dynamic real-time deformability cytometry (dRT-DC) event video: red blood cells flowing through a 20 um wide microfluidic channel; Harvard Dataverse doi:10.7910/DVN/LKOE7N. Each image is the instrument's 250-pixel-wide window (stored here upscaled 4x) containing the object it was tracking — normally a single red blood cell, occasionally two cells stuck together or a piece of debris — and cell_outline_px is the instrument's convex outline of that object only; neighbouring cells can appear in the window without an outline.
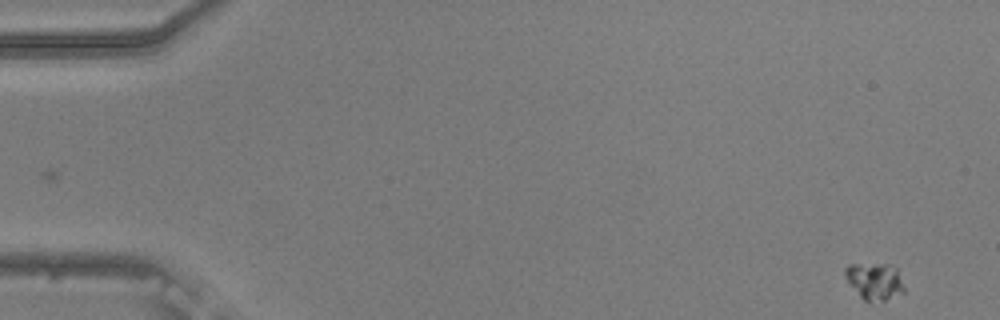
{"species": "common noctule bat (a hibernating species)", "species_latin": "Nyctalus noctula", "temperature_condition": "warm", "stored_images_in_passage": 55, "camera_frame_rate_fps": 3000, "um_per_image_px": 0.085, "animal": {"sex": "male", "body_mass_g": 20.5, "forearm_length_mm": 52.5}, "frame": {"image": 1, "passage_image": 1, "time_ms": 0.0, "image_size_px": [1000, 320], "cell_outline_px": [[904, 292], [884, 300], [864, 300], [860, 296], [844, 276], [844, 268], [848, 264], [888, 264], [896, 268], [904, 288]], "centroid_in_image_um": [74.31, 23.87], "position_along_channel_um": 10.7, "area_um2": 12.37}}
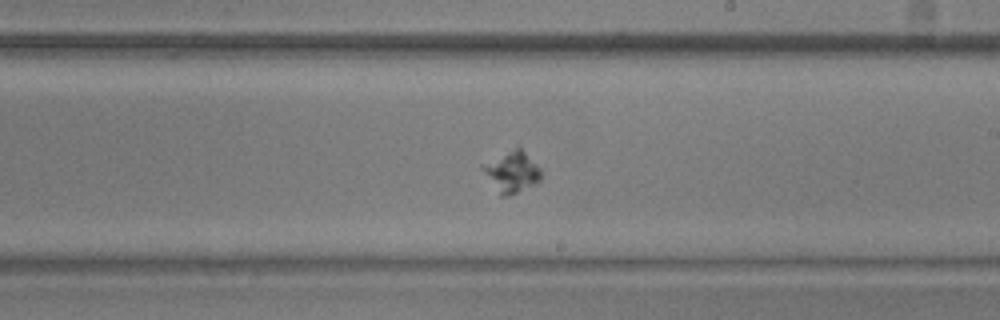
{"frame": {"image": 2, "passage_image": 32, "time_ms": 10.333, "image_size_px": [1000, 320], "cell_outline_px": [[540, 180], [536, 184], [508, 196], [500, 196], [480, 168], [480, 164], [516, 148], [520, 148], [540, 168]], "centroid_in_image_um": [43.47, 14.64], "position_along_channel_um": 245.5, "area_um2": 13.64}}
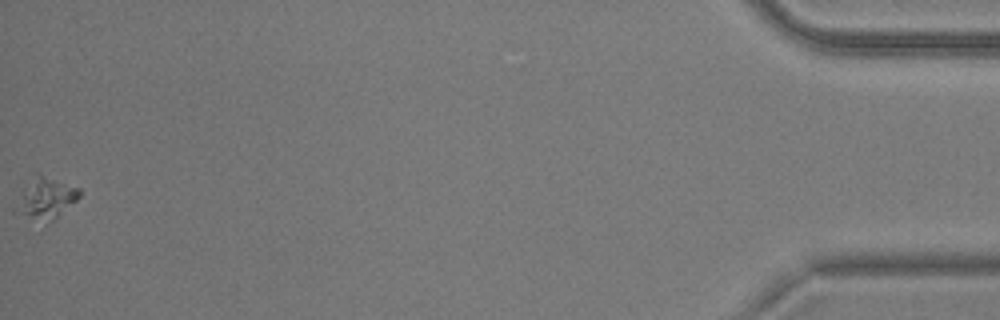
{"frame": {"image": 3, "passage_image": 55, "time_ms": 18.0, "image_size_px": [1000, 320], "cell_outline_px": [[80, 196], [76, 200], [52, 220], [12, 212], [12, 208], [36, 172], [40, 172], [80, 188]], "centroid_in_image_um": [3.9, 16.76], "position_along_channel_um": 431.3, "area_um2": 14.62}}